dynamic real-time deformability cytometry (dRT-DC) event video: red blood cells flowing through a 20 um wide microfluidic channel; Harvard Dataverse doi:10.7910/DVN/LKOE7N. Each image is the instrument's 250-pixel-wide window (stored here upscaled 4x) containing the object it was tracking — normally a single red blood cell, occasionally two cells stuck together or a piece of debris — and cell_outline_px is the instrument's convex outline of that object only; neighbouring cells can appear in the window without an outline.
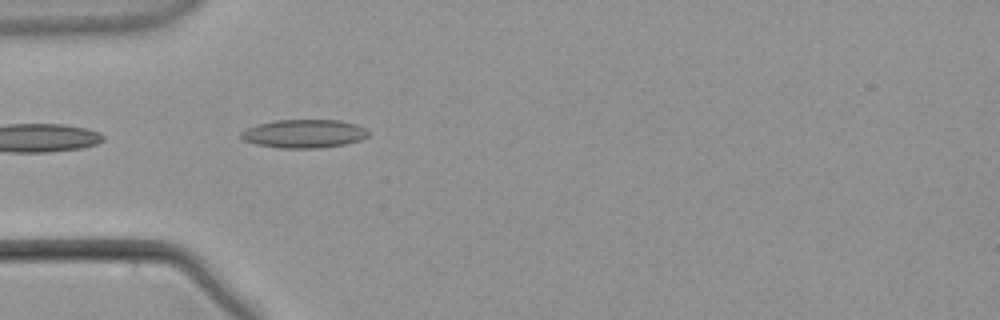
{"species": "common noctule bat (a hibernating species)", "species_latin": "Nyctalus noctula", "temperature_condition": "warm", "stored_images_in_passage": 4, "camera_frame_rate_fps": 3000, "um_per_image_px": 0.085, "animal": {"sex": "male", "body_mass_g": 21.5, "forearm_length_mm": 52.0}, "frame": {"image": 1, "passage_image": 1, "time_ms": 0.0, "image_size_px": [1000, 320], "cell_outline_px": [[368, 136], [360, 140], [344, 144], [320, 148], [280, 148], [256, 144], [244, 140], [240, 136], [240, 132], [248, 128], [260, 124], [276, 120], [340, 120], [356, 124], [364, 128], [368, 132]], "centroid_in_image_um": [25.85, 11.36], "position_along_channel_um": 59.2, "area_um2": 20.92}}